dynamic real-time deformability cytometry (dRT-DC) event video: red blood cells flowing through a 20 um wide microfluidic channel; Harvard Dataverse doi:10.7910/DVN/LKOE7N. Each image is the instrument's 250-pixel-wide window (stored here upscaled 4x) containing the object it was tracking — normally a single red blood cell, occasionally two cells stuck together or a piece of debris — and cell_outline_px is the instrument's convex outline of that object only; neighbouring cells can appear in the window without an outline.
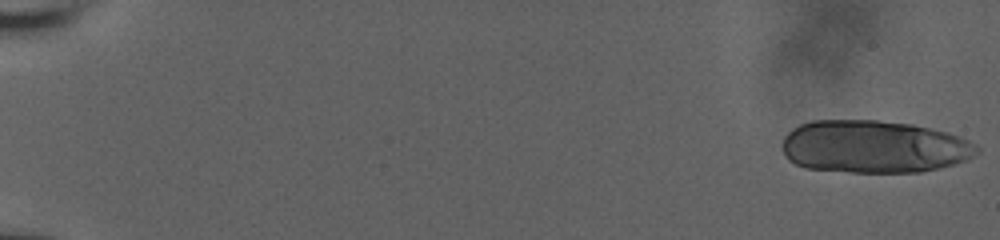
{"species": "human", "species_latin": "Homo sapiens", "temperature_condition": "room temperature", "stored_images_in_passage": 56, "camera_frame_rate_fps": 3000, "um_per_image_px": 0.085, "donor": {"sex": "male"}, "frame": {"image": 1, "passage_image": 1, "time_ms": 0.0, "image_size_px": [1000, 240], "cell_outline_px": [[980, 148], [972, 156], [964, 160], [952, 164], [920, 172], [852, 172], [808, 168], [796, 164], [788, 160], [784, 152], [784, 136], [792, 128], [800, 124], [812, 120], [876, 120], [912, 124], [948, 132], [968, 140], [976, 144]], "centroid_in_image_um": [74.26, 12.46], "position_along_channel_um": 10.7, "area_um2": 59.53}}
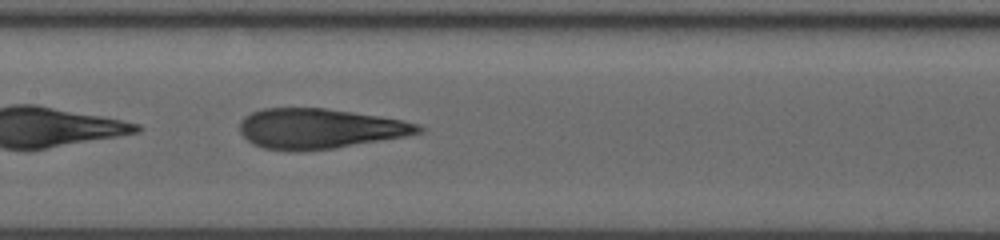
{"frame": {"image": 2, "passage_image": 31, "time_ms": 10.0, "image_size_px": [1000, 240], "cell_outline_px": [[424, 132], [404, 136], [332, 148], [296, 152], [292, 152], [264, 148], [252, 144], [240, 132], [240, 120], [244, 116], [252, 112], [264, 108], [324, 108], [380, 116], [404, 120], [420, 124], [424, 128]], "centroid_in_image_um": [27.15, 10.93], "position_along_channel_um": 180.3, "area_um2": 41.73}}
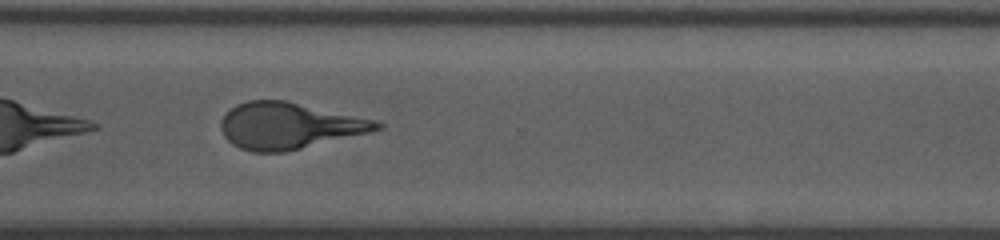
{"frame": {"image": 3, "passage_image": 44, "time_ms": 14.333, "image_size_px": [1000, 240], "cell_outline_px": [[384, 128], [372, 132], [284, 152], [252, 152], [240, 148], [232, 144], [224, 136], [220, 128], [220, 120], [236, 104], [248, 100], [284, 100], [372, 120], [384, 124]], "centroid_in_image_um": [24.53, 10.7], "position_along_channel_um": 346.1, "area_um2": 41.73}, "authors_computed_cell_mechanics": {"area_um2": 42.9743, "velocity_mm_per_s": 3.8378, "shape_relaxation_time_tau1_ms": 5.9484, "shape_relaxation_time_tau2_ms": 1.4118, "deformation_change_tau1": 0.2439, "deformation_change_tau2": 0.1117}}